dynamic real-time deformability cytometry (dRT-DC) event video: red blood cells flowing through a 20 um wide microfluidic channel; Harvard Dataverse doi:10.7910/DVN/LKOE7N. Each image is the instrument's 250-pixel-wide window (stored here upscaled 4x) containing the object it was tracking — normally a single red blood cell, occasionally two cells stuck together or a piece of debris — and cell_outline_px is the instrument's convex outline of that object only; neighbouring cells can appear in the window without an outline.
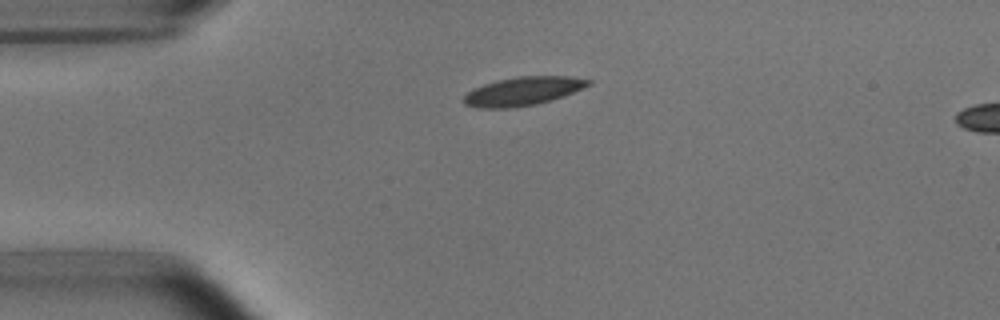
{"species": "common noctule bat (a hibernating species)", "species_latin": "Nyctalus noctula", "temperature_condition": "room temperature", "stored_images_in_passage": 3, "camera_frame_rate_fps": 3000, "um_per_image_px": 0.085, "animal": {"sex": "male", "body_mass_g": 15.6}, "frame": {"image": 1, "passage_image": 3, "time_ms": 3.333, "image_size_px": [1000, 320], "cell_outline_px": [[592, 84], [564, 96], [536, 104], [512, 108], [480, 108], [464, 104], [464, 96], [472, 88], [496, 80], [520, 76], [568, 76], [592, 80]], "centroid_in_image_um": [44.45, 7.75], "position_along_channel_um": 40.6, "area_um2": 20.75}}